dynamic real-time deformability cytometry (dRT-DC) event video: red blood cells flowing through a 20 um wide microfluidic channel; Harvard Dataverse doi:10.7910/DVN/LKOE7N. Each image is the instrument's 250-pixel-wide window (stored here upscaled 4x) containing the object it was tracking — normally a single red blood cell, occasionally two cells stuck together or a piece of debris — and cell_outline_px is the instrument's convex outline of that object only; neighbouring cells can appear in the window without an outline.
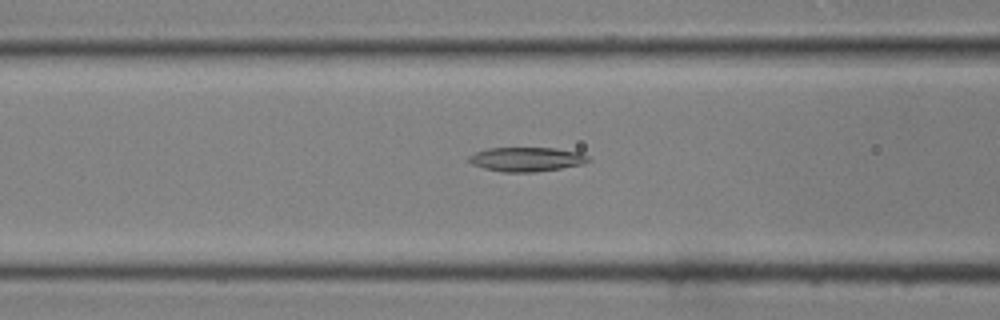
{"species": "common noctule bat (a hibernating species)", "species_latin": "Nyctalus noctula", "temperature_condition": "room temperature", "stored_images_in_passage": 39, "camera_frame_rate_fps": 3000, "um_per_image_px": 0.085, "animal": {"sex": "male", "body_mass_g": 19.0, "forearm_length_mm": 50.8}, "frame": {"image": 1, "passage_image": 14, "time_ms": 4.333, "image_size_px": [1000, 320], "cell_outline_px": [[592, 160], [584, 164], [536, 172], [500, 172], [484, 168], [472, 164], [468, 160], [468, 156], [476, 152], [488, 148], [556, 148], [580, 152], [588, 156]], "centroid_in_image_um": [44.78, 13.54], "position_along_channel_um": 121.8, "area_um2": 16.99}}
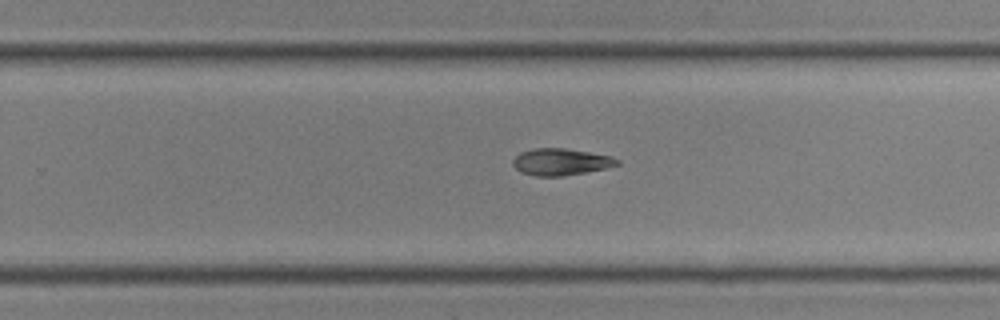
{"frame": {"image": 2, "passage_image": 24, "time_ms": 7.667, "image_size_px": [1000, 320], "cell_outline_px": [[620, 164], [608, 168], [564, 176], [536, 176], [520, 172], [512, 164], [512, 160], [520, 152], [532, 148], [564, 148], [588, 152], [608, 156], [620, 160]], "centroid_in_image_um": [47.65, 13.76], "position_along_channel_um": 282.2, "area_um2": 16.3}}
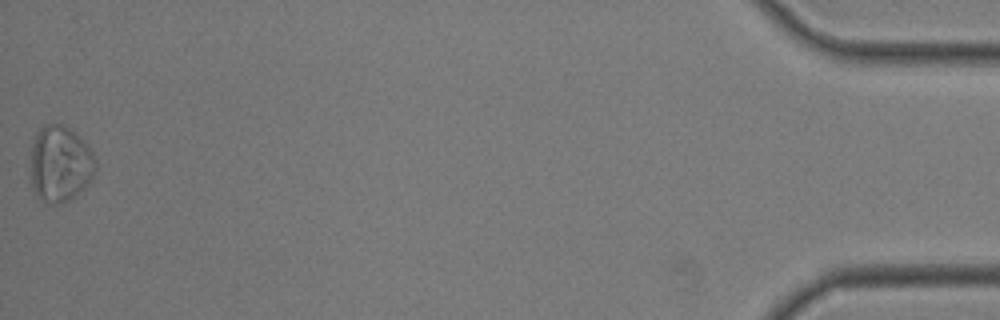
{"frame": {"image": 3, "passage_image": 39, "time_ms": 12.667, "image_size_px": [1000, 320], "cell_outline_px": [[96, 172], [88, 184], [84, 188], [68, 200], [60, 204], [56, 204], [44, 200], [36, 196], [32, 188], [28, 172], [32, 144], [36, 132], [44, 124], [60, 124], [72, 128], [80, 136], [92, 152], [96, 160]], "centroid_in_image_um": [5.08, 13.91], "position_along_channel_um": 430.1, "area_um2": 29.54}}